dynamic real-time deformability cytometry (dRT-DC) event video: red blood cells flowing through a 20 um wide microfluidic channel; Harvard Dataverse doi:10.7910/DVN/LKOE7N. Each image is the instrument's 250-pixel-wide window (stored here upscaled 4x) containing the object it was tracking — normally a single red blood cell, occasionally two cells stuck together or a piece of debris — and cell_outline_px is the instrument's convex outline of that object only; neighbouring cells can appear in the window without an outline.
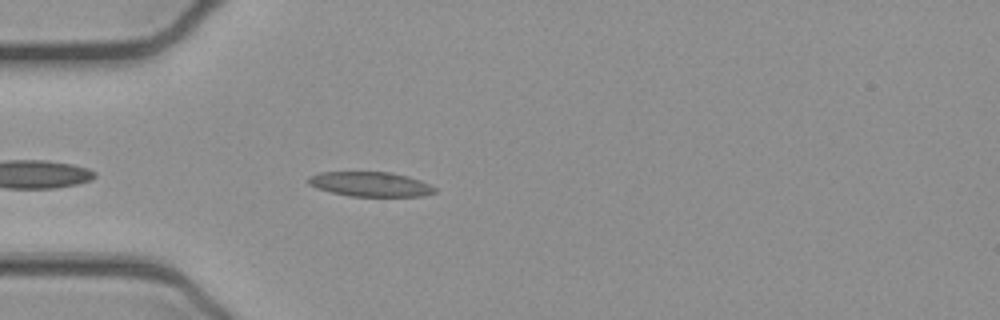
{"species": "common noctule bat (a hibernating species)", "species_latin": "Nyctalus noctula", "temperature_condition": "cold", "stored_images_in_passage": 36, "camera_frame_rate_fps": 3000, "um_per_image_px": 0.085, "animal": {"sex": "female", "body_mass_g": 21.9}, "frame": {"image": 1, "passage_image": 1, "time_ms": 0.0, "image_size_px": [1000, 320], "cell_outline_px": [[436, 192], [424, 196], [348, 196], [316, 188], [308, 184], [308, 176], [320, 172], [392, 172], [408, 176], [420, 180], [436, 188]], "centroid_in_image_um": [31.47, 15.65], "position_along_channel_um": 53.5, "area_um2": 18.21}}
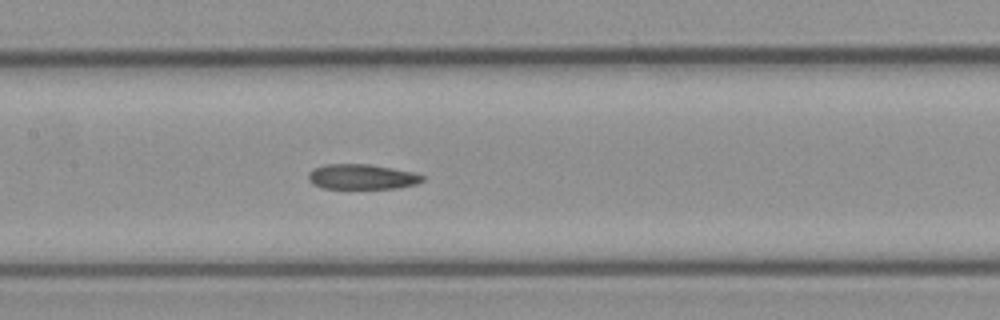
{"frame": {"image": 2, "passage_image": 11, "time_ms": 3.333, "image_size_px": [1000, 320], "cell_outline_px": [[424, 180], [416, 184], [396, 188], [320, 188], [312, 184], [308, 180], [308, 172], [312, 168], [324, 164], [368, 164], [416, 172], [424, 176]], "centroid_in_image_um": [30.73, 15.02], "position_along_channel_um": 176.7, "area_um2": 16.88}}
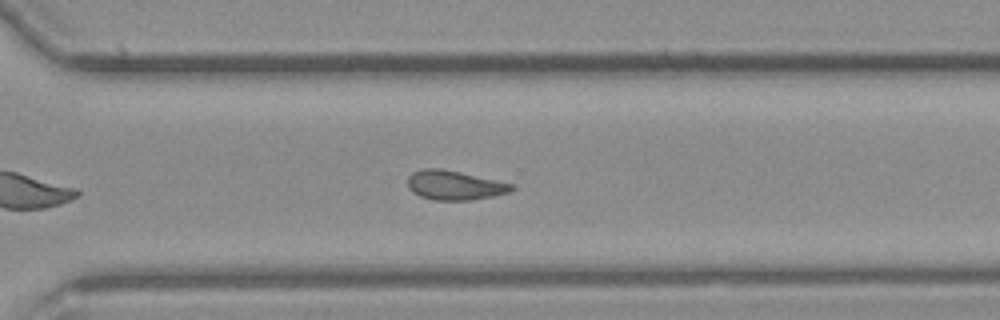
{"frame": {"image": 3, "passage_image": 23, "time_ms": 7.333, "image_size_px": [1000, 320], "cell_outline_px": [[516, 188], [508, 192], [492, 196], [472, 200], [436, 200], [420, 196], [412, 192], [408, 188], [408, 176], [412, 172], [424, 168], [440, 168], [460, 172], [512, 184]], "centroid_in_image_um": [38.59, 15.74], "position_along_channel_um": 332.0, "area_um2": 17.63}, "authors_computed_cell_mechanics": {"area_um2": 17.8024, "velocity_mm_per_s": 3.8999, "shape_relaxation_time_tau1_ms": null, "shape_relaxation_time_tau2_ms": 3.1604, "deformation_change_tau1": null, "deformation_change_tau2": 0.086}}